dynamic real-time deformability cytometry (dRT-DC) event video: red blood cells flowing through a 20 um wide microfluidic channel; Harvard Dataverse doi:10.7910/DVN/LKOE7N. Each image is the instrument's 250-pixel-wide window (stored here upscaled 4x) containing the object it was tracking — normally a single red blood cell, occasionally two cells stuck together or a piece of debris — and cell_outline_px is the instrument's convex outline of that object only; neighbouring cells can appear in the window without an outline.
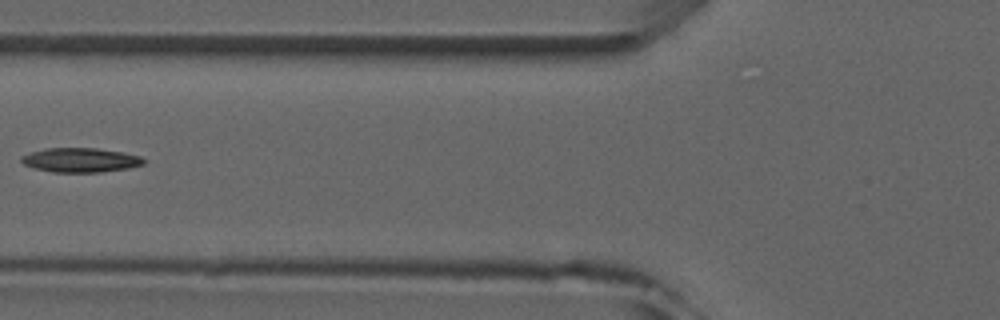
{"species": "common noctule bat (a hibernating species)", "species_latin": "Nyctalus noctula", "temperature_condition": "room temperature", "stored_images_in_passage": 5, "camera_frame_rate_fps": 3000, "um_per_image_px": 0.085, "animal": {"sex": "male", "forearm_length_mm": 52.5}, "frame": {"image": 1, "passage_image": 5, "time_ms": 5.0, "image_size_px": [1000, 320], "cell_outline_px": [[144, 164], [128, 168], [100, 172], [52, 172], [36, 168], [24, 164], [20, 160], [20, 156], [32, 152], [48, 148], [96, 148], [124, 152], [140, 156], [144, 160]], "centroid_in_image_um": [6.85, 13.6], "position_along_channel_um": 119.0, "area_um2": 17.22}}